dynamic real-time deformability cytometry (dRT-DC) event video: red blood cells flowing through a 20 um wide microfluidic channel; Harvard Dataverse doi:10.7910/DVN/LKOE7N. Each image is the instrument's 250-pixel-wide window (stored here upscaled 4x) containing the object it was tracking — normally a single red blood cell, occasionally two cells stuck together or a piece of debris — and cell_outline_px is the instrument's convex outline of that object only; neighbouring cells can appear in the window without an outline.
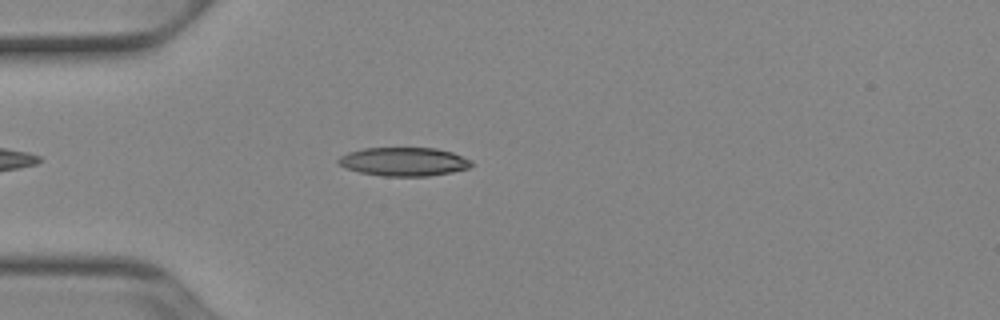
{"species": "Egyptian fruit bat (a non-hibernating species)", "species_latin": "Rousettus aegyptiacus", "temperature_condition": "cold", "stored_images_in_passage": 41, "camera_frame_rate_fps": 3000, "um_per_image_px": 0.085, "animal": {"sex": "female"}, "frame": {"image": 1, "passage_image": 7, "time_ms": 2.0, "image_size_px": [1000, 320], "cell_outline_px": [[472, 164], [468, 168], [452, 172], [428, 176], [384, 176], [360, 172], [336, 164], [336, 160], [340, 156], [348, 152], [364, 148], [436, 148], [452, 152], [472, 160]], "centroid_in_image_um": [34.31, 13.74], "position_along_channel_um": 50.7, "area_um2": 22.2}}
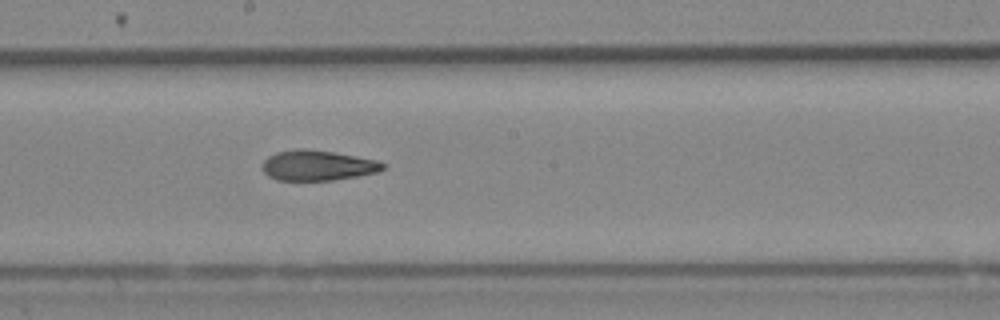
{"frame": {"image": 2, "passage_image": 21, "time_ms": 6.667, "image_size_px": [1000, 320], "cell_outline_px": [[388, 164], [380, 172], [332, 180], [276, 180], [268, 176], [264, 172], [264, 160], [268, 156], [276, 152], [296, 148], [304, 148], [332, 152], [356, 156], [376, 160]], "centroid_in_image_um": [27.02, 14.05], "position_along_channel_um": 221.2, "area_um2": 21.27}}
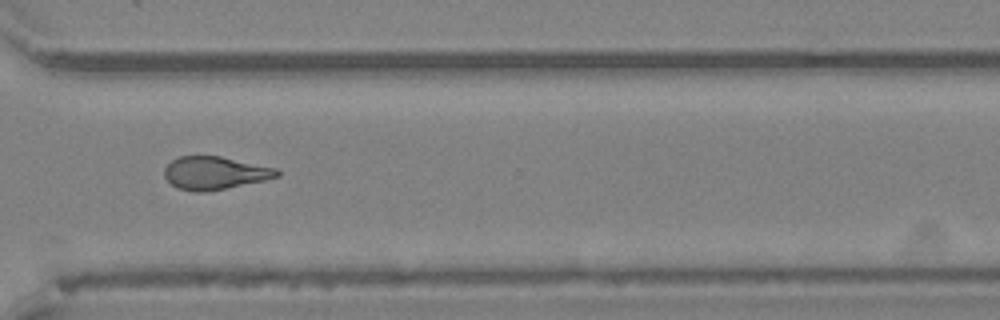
{"frame": {"image": 3, "passage_image": 31, "time_ms": 10.0, "image_size_px": [1000, 320], "cell_outline_px": [[280, 176], [264, 180], [204, 192], [192, 192], [176, 188], [164, 176], [164, 168], [172, 160], [180, 156], [220, 156], [276, 168], [280, 172]], "centroid_in_image_um": [18.23, 14.7], "position_along_channel_um": 352.4, "area_um2": 21.44}, "authors_computed_cell_mechanics": {"area_um2": 21.9062, "velocity_mm_per_s": 3.9401, "shape_relaxation_time_tau1_ms": 10.9007, "shape_relaxation_time_tau2_ms": 3.6722, "deformation_change_tau1": 0.2343, "deformation_change_tau2": 0.1234}}